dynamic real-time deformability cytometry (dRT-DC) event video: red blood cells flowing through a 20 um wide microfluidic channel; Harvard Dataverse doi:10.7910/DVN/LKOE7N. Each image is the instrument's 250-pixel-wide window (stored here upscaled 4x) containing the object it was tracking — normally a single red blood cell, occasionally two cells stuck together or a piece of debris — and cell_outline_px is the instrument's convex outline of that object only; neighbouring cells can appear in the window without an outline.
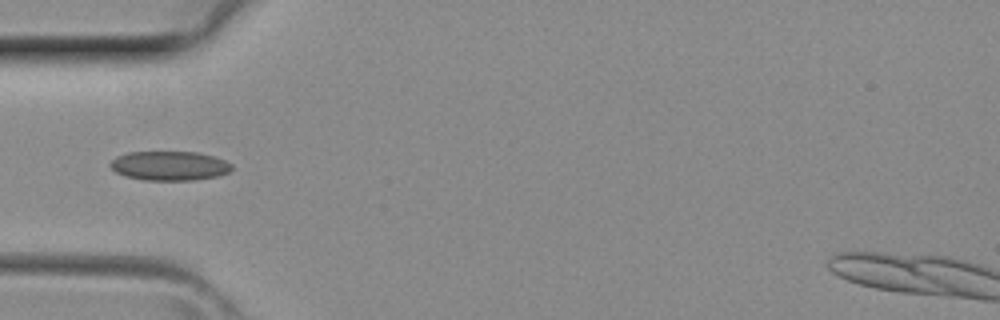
{"species": "common noctule bat (a hibernating species)", "species_latin": "Nyctalus noctula", "temperature_condition": "room temperature", "stored_images_in_passage": 3, "camera_frame_rate_fps": 3000, "um_per_image_px": 0.085, "animal": {"sex": "female", "body_mass_g": 29.2, "forearm_length_mm": 56.3}, "frame": {"image": 1, "passage_image": 3, "time_ms": 0.667, "image_size_px": [1000, 320], "cell_outline_px": [[232, 168], [228, 172], [216, 176], [196, 180], [144, 180], [124, 176], [116, 172], [108, 164], [116, 156], [128, 152], [196, 152], [212, 156], [224, 160], [232, 164]], "centroid_in_image_um": [14.37, 14.09], "position_along_channel_um": 70.6, "area_um2": 20.69}}